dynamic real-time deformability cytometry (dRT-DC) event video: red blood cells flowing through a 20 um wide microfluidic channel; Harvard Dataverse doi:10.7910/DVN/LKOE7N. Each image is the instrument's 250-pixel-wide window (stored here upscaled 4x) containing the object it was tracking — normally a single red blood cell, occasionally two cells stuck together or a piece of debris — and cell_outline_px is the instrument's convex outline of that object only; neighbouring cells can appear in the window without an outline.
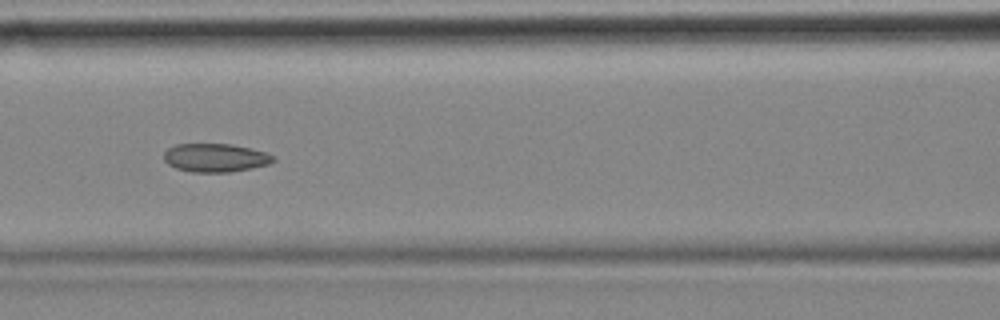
{"species": "common noctule bat (a hibernating species)", "species_latin": "Nyctalus noctula", "temperature_condition": "cold", "stored_images_in_passage": 10, "camera_frame_rate_fps": 3000, "um_per_image_px": 0.085, "animal": {"sex": "female", "body_mass_g": 18.4}, "frame": {"image": 1, "passage_image": 4, "time_ms": 1.0, "image_size_px": [1000, 320], "cell_outline_px": [[276, 160], [268, 164], [252, 168], [228, 172], [192, 172], [176, 168], [168, 164], [164, 160], [164, 152], [168, 148], [176, 144], [232, 144], [264, 152], [276, 156]], "centroid_in_image_um": [18.3, 13.41], "position_along_channel_um": 148.3, "area_um2": 18.09}}
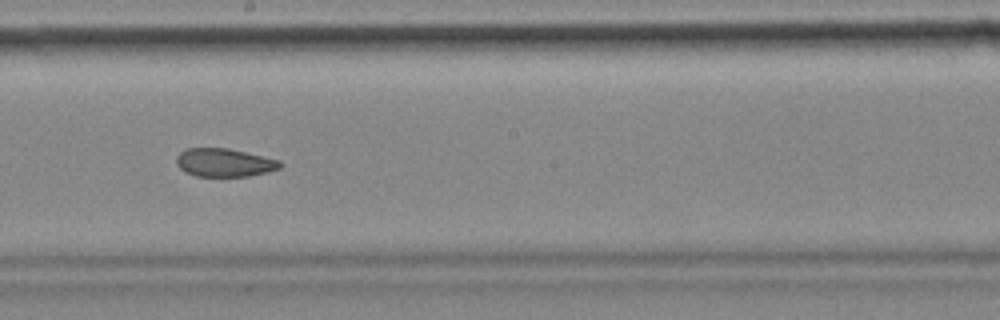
{"frame": {"image": 2, "passage_image": 6, "time_ms": 1.667, "image_size_px": [1000, 320], "cell_outline_px": [[284, 164], [280, 168], [268, 172], [248, 176], [196, 176], [184, 172], [176, 164], [176, 156], [180, 152], [188, 148], [228, 148], [280, 160]], "centroid_in_image_um": [19.07, 13.82], "position_along_channel_um": 229.1, "area_um2": 17.17}}
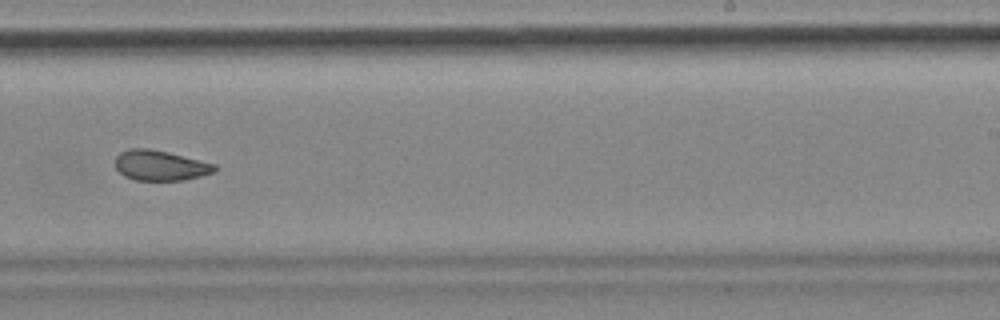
{"frame": {"image": 3, "passage_image": 7, "time_ms": 2.0, "image_size_px": [1000, 320], "cell_outline_px": [[216, 172], [184, 180], [136, 180], [124, 176], [116, 168], [116, 156], [120, 152], [132, 148], [148, 148], [168, 152], [216, 164]], "centroid_in_image_um": [13.63, 14.06], "position_along_channel_um": 275.4, "area_um2": 17.46}}